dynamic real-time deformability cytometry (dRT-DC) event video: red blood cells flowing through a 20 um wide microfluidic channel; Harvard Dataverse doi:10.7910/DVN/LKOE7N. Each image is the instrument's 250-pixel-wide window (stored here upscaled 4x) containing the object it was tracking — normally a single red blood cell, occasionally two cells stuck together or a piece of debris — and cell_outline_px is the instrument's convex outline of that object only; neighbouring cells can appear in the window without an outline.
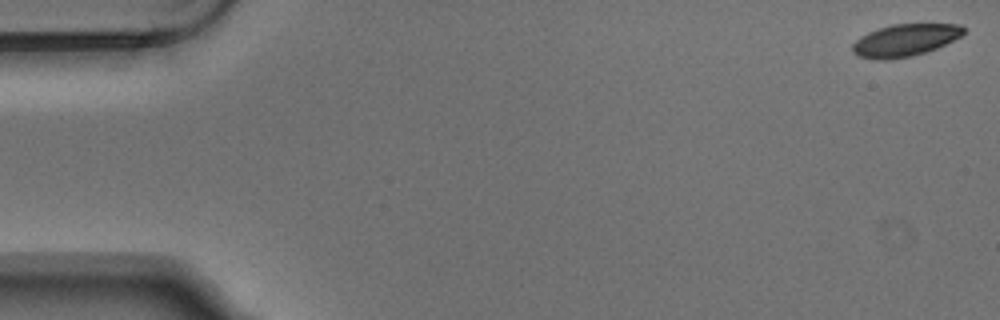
{"species": "Egyptian fruit bat (a non-hibernating species)", "species_latin": "Rousettus aegyptiacus", "temperature_condition": "warm", "stored_images_in_passage": 5, "camera_frame_rate_fps": 3000, "um_per_image_px": 0.085, "animal": {"sex": "male"}, "frame": {"image": 1, "passage_image": 1, "time_ms": 0.0, "image_size_px": [1000, 320], "cell_outline_px": [[964, 32], [960, 36], [936, 48], [912, 56], [888, 60], [876, 60], [856, 56], [852, 52], [852, 44], [860, 36], [868, 32], [892, 24], [960, 24], [964, 28]], "centroid_in_image_um": [76.86, 3.43], "position_along_channel_um": 8.1, "area_um2": 20.81}}
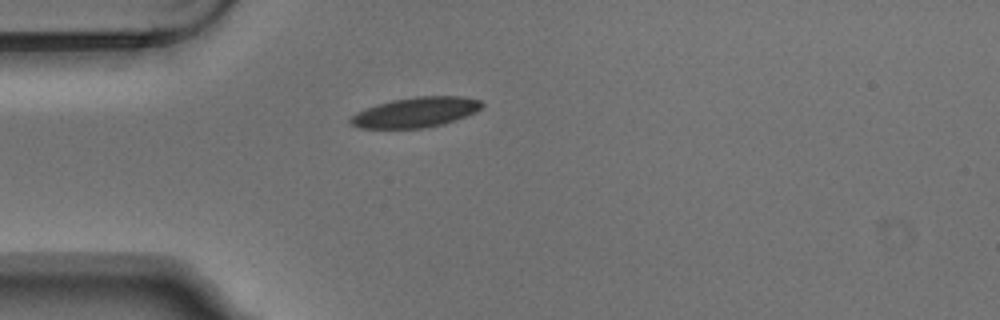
{"frame": {"image": 2, "passage_image": 5, "time_ms": 1.333, "image_size_px": [1000, 320], "cell_outline_px": [[484, 104], [476, 112], [444, 124], [424, 128], [360, 128], [352, 124], [348, 120], [356, 112], [364, 108], [376, 104], [392, 100], [416, 96], [464, 96], [480, 100]], "centroid_in_image_um": [35.33, 9.54], "position_along_channel_um": 49.7, "area_um2": 23.12}}